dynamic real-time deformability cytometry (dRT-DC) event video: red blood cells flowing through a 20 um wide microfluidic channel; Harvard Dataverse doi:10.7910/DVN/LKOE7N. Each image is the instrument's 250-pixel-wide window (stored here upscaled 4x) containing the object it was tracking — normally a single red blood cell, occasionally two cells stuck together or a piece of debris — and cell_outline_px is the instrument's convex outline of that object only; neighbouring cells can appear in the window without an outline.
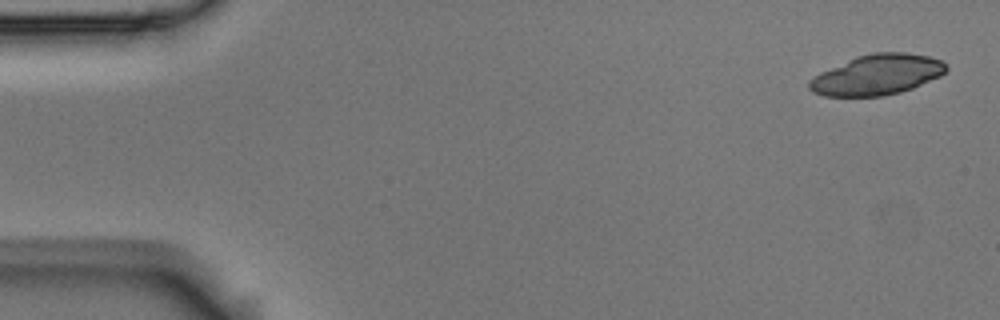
{"species": "Egyptian fruit bat (a non-hibernating species)", "species_latin": "Rousettus aegyptiacus", "temperature_condition": "room temperature", "stored_images_in_passage": 5, "camera_frame_rate_fps": 3000, "um_per_image_px": 0.085, "animal": {"sex": "male"}, "frame": {"image": 1, "passage_image": 1, "time_ms": 0.0, "image_size_px": [1000, 320], "cell_outline_px": [[948, 68], [940, 76], [912, 88], [900, 92], [884, 96], [824, 96], [812, 92], [808, 88], [808, 80], [820, 72], [856, 56], [872, 52], [904, 52], [928, 56], [940, 60], [948, 64]], "centroid_in_image_um": [74.53, 6.35], "position_along_channel_um": 10.5, "area_um2": 32.31}}